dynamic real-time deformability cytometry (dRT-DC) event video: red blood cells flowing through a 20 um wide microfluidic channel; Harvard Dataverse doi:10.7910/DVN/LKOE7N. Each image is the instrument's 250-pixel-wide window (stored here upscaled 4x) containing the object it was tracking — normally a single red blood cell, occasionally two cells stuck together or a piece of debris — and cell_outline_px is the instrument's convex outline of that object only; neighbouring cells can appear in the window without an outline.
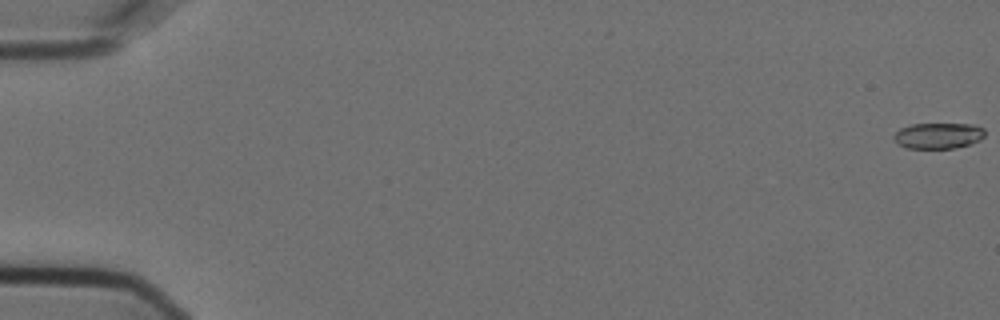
{"species": "Egyptian fruit bat (a non-hibernating species)", "species_latin": "Rousettus aegyptiacus", "temperature_condition": "cold", "stored_images_in_passage": 6, "camera_frame_rate_fps": 3000, "um_per_image_px": 0.085, "animal": {"sex": "female"}, "frame": {"image": 1, "passage_image": 1, "time_ms": 0.0, "image_size_px": [1000, 320], "cell_outline_px": [[984, 136], [980, 140], [972, 144], [956, 148], [908, 148], [900, 144], [892, 136], [900, 128], [912, 124], [976, 124], [984, 128]], "centroid_in_image_um": [79.8, 11.52], "position_along_channel_um": 5.2, "area_um2": 13.76}}
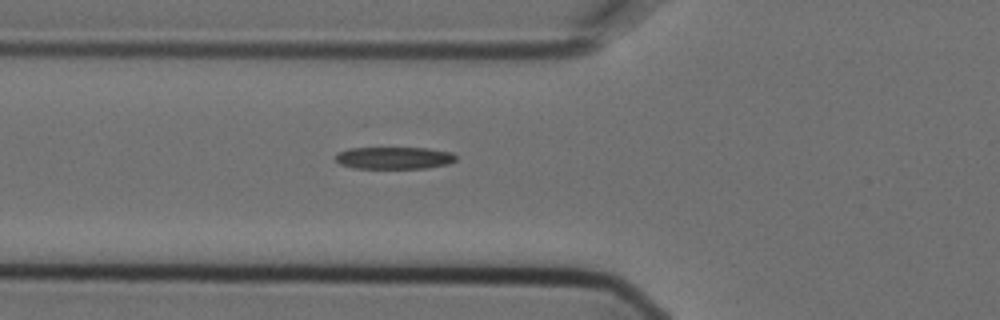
{"frame": {"image": 2, "passage_image": 6, "time_ms": 1.667, "image_size_px": [1000, 320], "cell_outline_px": [[456, 160], [448, 164], [428, 168], [352, 168], [340, 164], [336, 160], [336, 152], [348, 148], [428, 148], [452, 152], [456, 156]], "centroid_in_image_um": [33.49, 13.42], "position_along_channel_um": 92.3, "area_um2": 15.66}}